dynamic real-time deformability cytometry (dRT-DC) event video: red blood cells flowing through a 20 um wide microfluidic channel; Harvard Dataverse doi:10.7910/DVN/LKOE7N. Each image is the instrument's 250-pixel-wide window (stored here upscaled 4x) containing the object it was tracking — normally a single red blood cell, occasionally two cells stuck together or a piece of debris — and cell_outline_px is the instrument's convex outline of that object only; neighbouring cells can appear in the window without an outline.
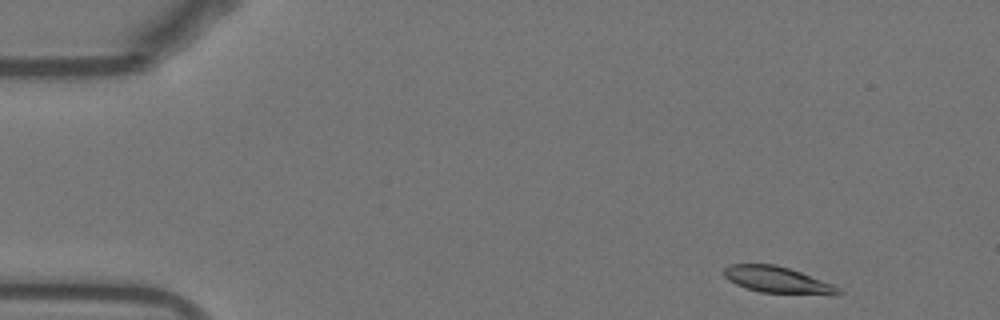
{"species": "Egyptian fruit bat (a non-hibernating species)", "species_latin": "Rousettus aegyptiacus", "temperature_condition": "warm", "stored_images_in_passage": 48, "camera_frame_rate_fps": 3000, "um_per_image_px": 0.085, "animal": {"sex": "female"}, "frame": {"image": 1, "passage_image": 1, "time_ms": 0.0, "image_size_px": [1000, 320], "cell_outline_px": [[844, 292], [836, 296], [832, 296], [760, 292], [744, 288], [728, 280], [724, 276], [724, 268], [728, 264], [776, 264], [800, 272], [832, 284], [840, 288]], "centroid_in_image_um": [66.13, 23.82], "position_along_channel_um": 18.9, "area_um2": 17.98}}
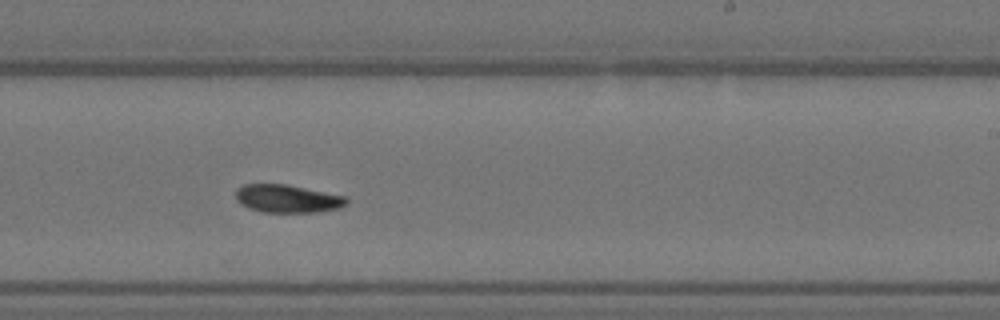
{"frame": {"image": 2, "passage_image": 28, "time_ms": 9.0, "image_size_px": [1000, 320], "cell_outline_px": [[348, 204], [340, 208], [320, 212], [260, 212], [248, 208], [240, 204], [236, 200], [236, 188], [244, 184], [288, 184], [344, 196], [348, 200]], "centroid_in_image_um": [24.41, 16.89], "position_along_channel_um": 264.6, "area_um2": 18.26}}
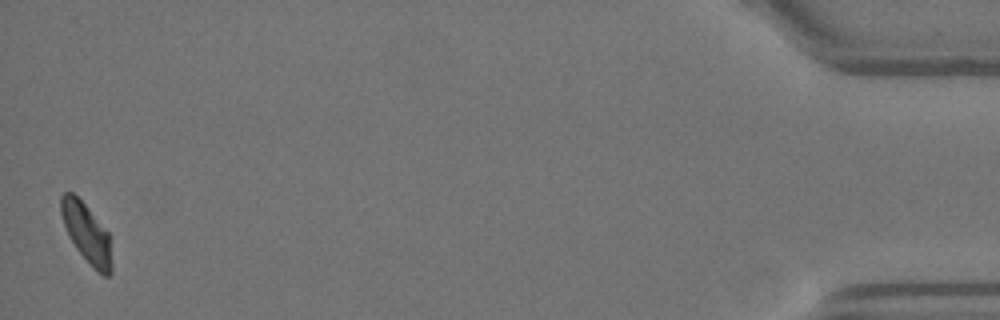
{"frame": {"image": 3, "passage_image": 48, "time_ms": 15.667, "image_size_px": [1000, 320], "cell_outline_px": [[112, 272], [108, 276], [104, 276], [96, 272], [92, 268], [76, 248], [68, 236], [60, 212], [60, 196], [64, 192], [72, 192], [84, 204], [108, 232], [112, 264]], "centroid_in_image_um": [7.35, 19.85], "position_along_channel_um": 427.8, "area_um2": 17.46}, "authors_computed_cell_mechanics": {"area_um2": 18.4382, "velocity_mm_per_s": 3.796, "shape_relaxation_time_tau1_ms": 4.2891, "shape_relaxation_time_tau2_ms": null, "deformation_change_tau1": 0.1428, "deformation_change_tau2": null}}